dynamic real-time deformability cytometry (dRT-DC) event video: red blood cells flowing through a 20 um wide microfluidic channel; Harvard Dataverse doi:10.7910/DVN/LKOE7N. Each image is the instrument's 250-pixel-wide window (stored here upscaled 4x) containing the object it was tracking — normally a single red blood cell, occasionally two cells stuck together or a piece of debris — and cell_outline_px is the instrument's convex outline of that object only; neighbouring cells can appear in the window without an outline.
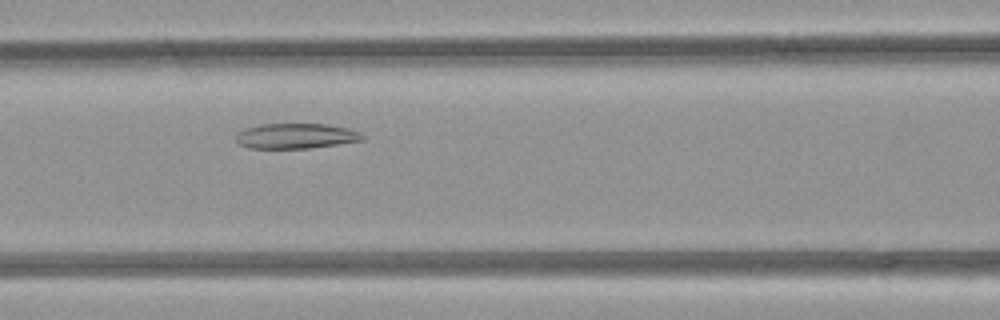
{"species": "common noctule bat (a hibernating species)", "species_latin": "Nyctalus noctula", "temperature_condition": "room temperature", "stored_images_in_passage": 30, "camera_frame_rate_fps": 3000, "um_per_image_px": 0.085, "animal": {"sex": "female", "body_mass_g": 21.9}, "frame": {"image": 1, "passage_image": 6, "time_ms": 1.667, "image_size_px": [1000, 320], "cell_outline_px": [[364, 140], [308, 148], [248, 148], [240, 144], [236, 140], [236, 132], [260, 124], [328, 124], [348, 128], [360, 132], [364, 136]], "centroid_in_image_um": [25.15, 11.55], "position_along_channel_um": 141.4, "area_um2": 18.5}}
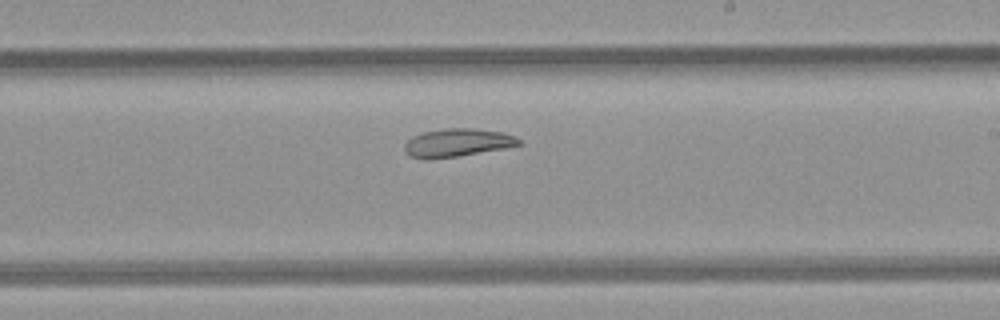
{"frame": {"image": 2, "passage_image": 14, "time_ms": 4.333, "image_size_px": [1000, 320], "cell_outline_px": [[524, 144], [456, 156], [412, 156], [404, 152], [404, 144], [412, 136], [424, 132], [444, 128], [476, 128], [504, 132], [516, 136]], "centroid_in_image_um": [38.94, 12.07], "position_along_channel_um": 250.1, "area_um2": 18.09}}
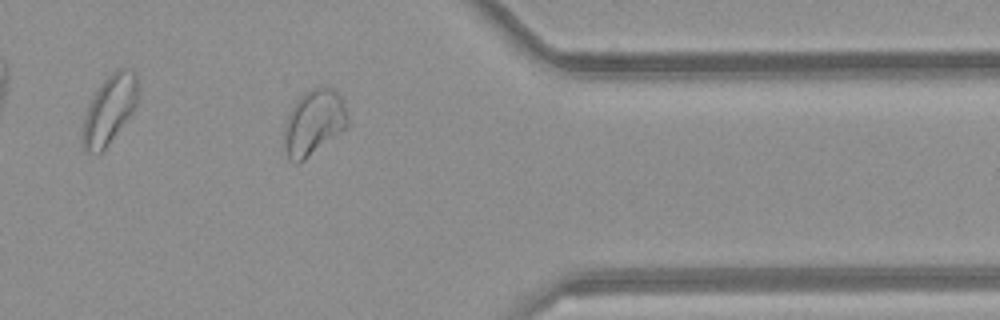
{"frame": {"image": 3, "passage_image": 25, "time_ms": 8.0, "image_size_px": [1000, 320], "cell_outline_px": [[348, 124], [344, 128], [304, 160], [296, 164], [288, 156], [284, 144], [284, 124], [292, 108], [300, 96], [304, 92], [320, 84], [324, 84], [332, 88], [340, 96], [344, 104], [348, 116]], "centroid_in_image_um": [26.66, 10.36], "position_along_channel_um": 384.7, "area_um2": 23.93}}